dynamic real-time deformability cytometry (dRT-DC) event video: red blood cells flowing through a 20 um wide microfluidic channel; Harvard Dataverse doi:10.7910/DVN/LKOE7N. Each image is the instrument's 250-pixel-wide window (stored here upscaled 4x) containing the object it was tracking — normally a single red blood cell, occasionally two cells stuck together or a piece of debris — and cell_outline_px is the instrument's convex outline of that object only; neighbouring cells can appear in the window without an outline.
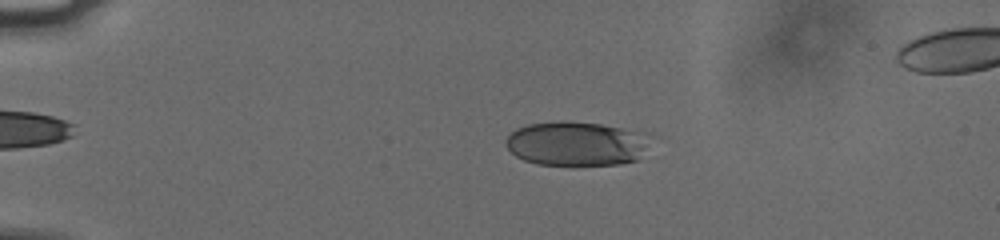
{"species": "human", "species_latin": "Homo sapiens", "temperature_condition": "cold", "stored_images_in_passage": 56, "camera_frame_rate_fps": 3000, "um_per_image_px": 0.085, "donor": {"sex": "male"}, "frame": {"image": 1, "passage_image": 13, "time_ms": 4.0, "image_size_px": [1000, 240], "cell_outline_px": [[648, 132], [644, 148], [636, 160], [620, 164], [536, 164], [524, 160], [516, 156], [504, 144], [508, 136], [516, 128], [528, 124], [560, 120], [600, 124]], "centroid_in_image_um": [48.94, 12.18], "position_along_channel_um": 36.1, "area_um2": 36.93}}
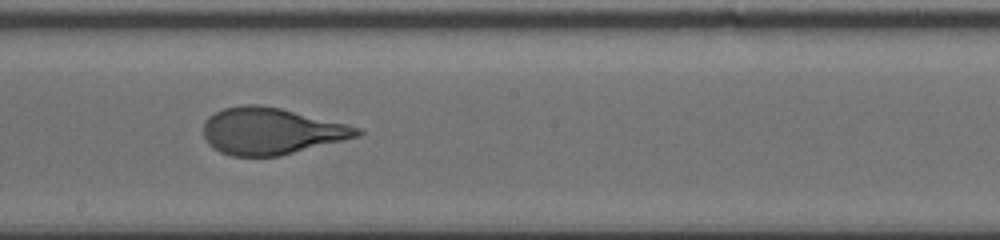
{"frame": {"image": 2, "passage_image": 33, "time_ms": 10.667, "image_size_px": [1000, 240], "cell_outline_px": [[364, 132], [360, 136], [280, 156], [232, 156], [220, 152], [212, 148], [208, 144], [204, 136], [204, 124], [208, 116], [224, 108], [244, 104], [256, 104], [280, 108], [348, 124], [360, 128]], "centroid_in_image_um": [23.05, 11.15], "position_along_channel_um": 225.2, "area_um2": 41.85}}
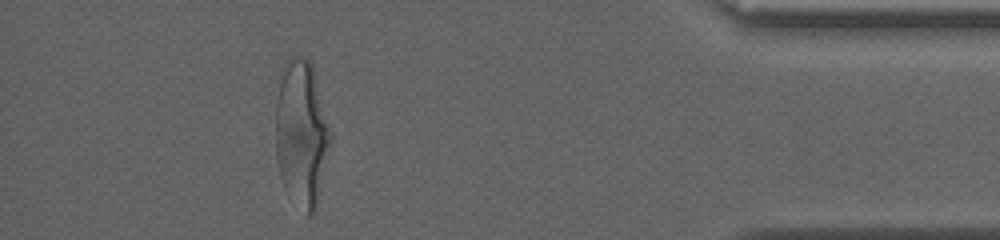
{"frame": {"image": 3, "passage_image": 51, "time_ms": 16.667, "image_size_px": [1000, 240], "cell_outline_px": [[332, 144], [316, 212], [308, 216], [284, 188], [280, 176], [276, 160], [276, 96], [288, 60], [292, 56], [304, 56], [312, 64], [332, 132]], "centroid_in_image_um": [25.67, 11.41], "position_along_channel_um": 409.5, "area_um2": 47.16}, "authors_computed_cell_mechanics": {"area_um2": 41.616, "velocity_mm_per_s": 3.7835, "shape_relaxation_time_tau1_ms": 4.2588, "shape_relaxation_time_tau2_ms": null, "deformation_change_tau1": 0.1931, "deformation_change_tau2": null}}